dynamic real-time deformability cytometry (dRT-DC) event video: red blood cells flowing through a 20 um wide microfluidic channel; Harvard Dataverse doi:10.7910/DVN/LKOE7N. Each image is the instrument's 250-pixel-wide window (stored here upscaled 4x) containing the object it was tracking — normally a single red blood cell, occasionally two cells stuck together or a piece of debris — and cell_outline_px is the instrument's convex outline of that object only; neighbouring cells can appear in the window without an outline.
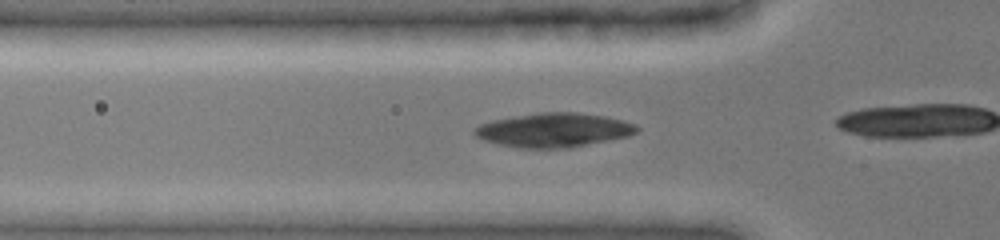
{"species": "common noctule bat (a hibernating species)", "species_latin": "Nyctalus noctula", "temperature_condition": "cold", "stored_images_in_passage": 41, "camera_frame_rate_fps": 3000, "um_per_image_px": 0.085, "animal": {"sex": "female", "body_mass_g": 19.0, "forearm_length_mm": 51.5}, "frame": {"image": 1, "passage_image": 18, "time_ms": 3.667, "image_size_px": [1000, 240], "cell_outline_px": [[640, 128], [636, 132], [628, 136], [572, 148], [520, 148], [500, 144], [484, 140], [476, 136], [472, 132], [480, 124], [492, 120], [540, 112], [576, 112], [604, 116], [624, 120], [636, 124]], "centroid_in_image_um": [47.1, 11.06], "position_along_channel_um": 78.7, "area_um2": 32.25}}
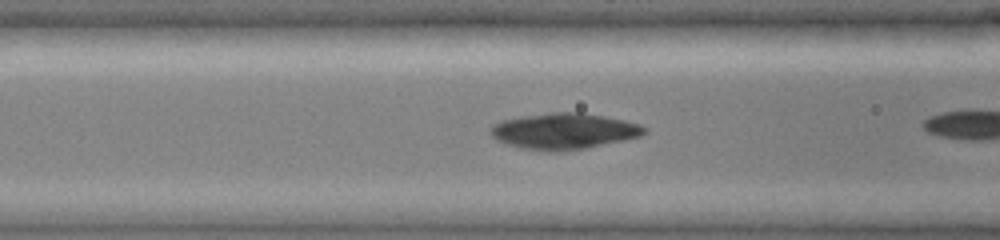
{"frame": {"image": 2, "passage_image": 23, "time_ms": 4.667, "image_size_px": [1000, 240], "cell_outline_px": [[648, 132], [640, 136], [624, 140], [584, 148], [560, 152], [520, 148], [496, 140], [488, 132], [496, 124], [504, 120], [520, 116], [552, 112], [580, 112], [604, 116], [624, 120], [640, 124], [648, 128]], "centroid_in_image_um": [47.96, 11.14], "position_along_channel_um": 118.6, "area_um2": 32.19}}
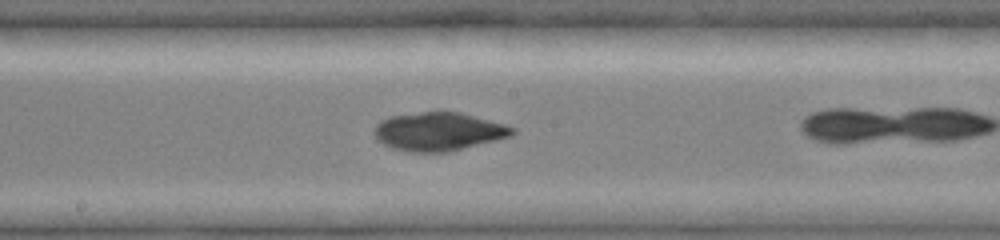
{"frame": {"image": 3, "passage_image": 34, "time_ms": 7.0, "image_size_px": [1000, 240], "cell_outline_px": [[516, 132], [512, 136], [448, 152], [412, 152], [392, 148], [384, 144], [372, 132], [376, 124], [380, 120], [388, 116], [436, 108], [460, 112], [504, 124], [516, 128]], "centroid_in_image_um": [37.26, 11.13], "position_along_channel_um": 210.9, "area_um2": 31.67}}